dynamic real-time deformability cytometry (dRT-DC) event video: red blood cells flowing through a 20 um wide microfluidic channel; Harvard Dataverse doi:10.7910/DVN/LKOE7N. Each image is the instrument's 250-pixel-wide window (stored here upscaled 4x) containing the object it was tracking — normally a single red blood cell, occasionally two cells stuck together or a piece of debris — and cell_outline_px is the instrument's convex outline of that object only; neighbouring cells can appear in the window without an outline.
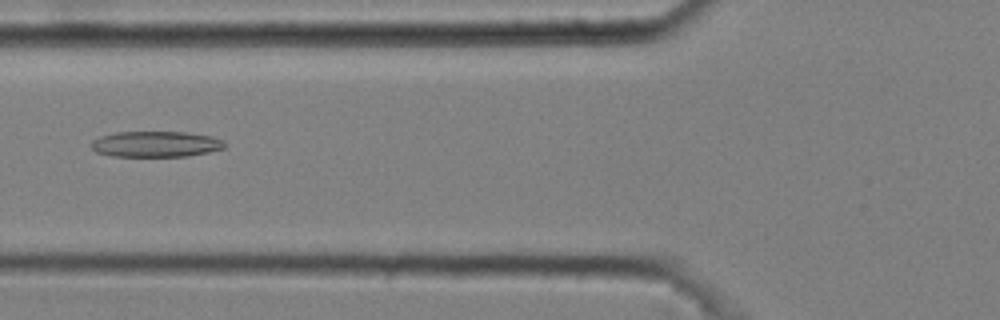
{"species": "common noctule bat (a hibernating species)", "species_latin": "Nyctalus noctula", "temperature_condition": "cold", "stored_images_in_passage": 5, "camera_frame_rate_fps": 3000, "um_per_image_px": 0.085, "animal": {"sex": "male", "body_mass_g": 20.4}, "frame": {"image": 1, "passage_image": 5, "time_ms": 1.333, "image_size_px": [1000, 320], "cell_outline_px": [[228, 144], [224, 148], [208, 152], [188, 156], [112, 156], [96, 152], [92, 148], [92, 140], [100, 136], [116, 132], [188, 132], [212, 136], [224, 140]], "centroid_in_image_um": [13.28, 12.24], "position_along_channel_um": 112.5, "area_um2": 20.17}}